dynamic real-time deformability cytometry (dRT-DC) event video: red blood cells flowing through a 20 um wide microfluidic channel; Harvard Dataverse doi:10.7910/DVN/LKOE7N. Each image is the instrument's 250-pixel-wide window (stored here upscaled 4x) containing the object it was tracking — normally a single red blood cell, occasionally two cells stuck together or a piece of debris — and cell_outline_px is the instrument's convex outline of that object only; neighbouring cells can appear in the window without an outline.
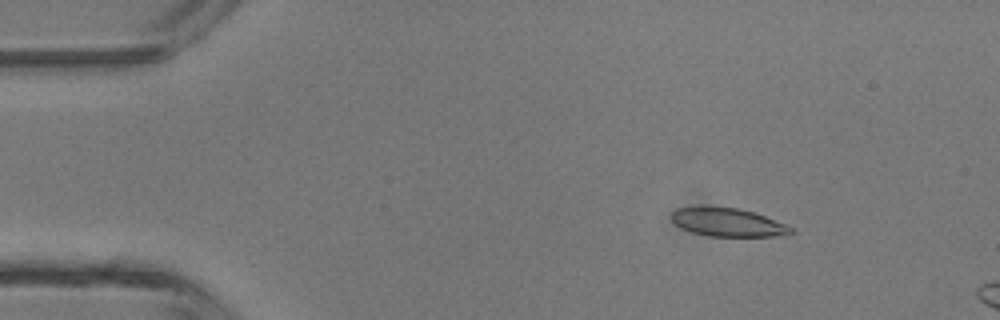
{"species": "common noctule bat (a hibernating species)", "species_latin": "Nyctalus noctula", "temperature_condition": "room temperature", "stored_images_in_passage": 3, "camera_frame_rate_fps": 3000, "um_per_image_px": 0.085, "animal": {"sex": "male", "body_mass_g": 13.3}, "frame": {"image": 1, "passage_image": 1, "time_ms": 0.0, "image_size_px": [1000, 320], "cell_outline_px": [[796, 232], [788, 236], [708, 236], [692, 232], [676, 224], [668, 216], [676, 208], [736, 208], [752, 212], [764, 216], [784, 224], [792, 228]], "centroid_in_image_um": [61.9, 18.93], "position_along_channel_um": 23.1, "area_um2": 19.31}}